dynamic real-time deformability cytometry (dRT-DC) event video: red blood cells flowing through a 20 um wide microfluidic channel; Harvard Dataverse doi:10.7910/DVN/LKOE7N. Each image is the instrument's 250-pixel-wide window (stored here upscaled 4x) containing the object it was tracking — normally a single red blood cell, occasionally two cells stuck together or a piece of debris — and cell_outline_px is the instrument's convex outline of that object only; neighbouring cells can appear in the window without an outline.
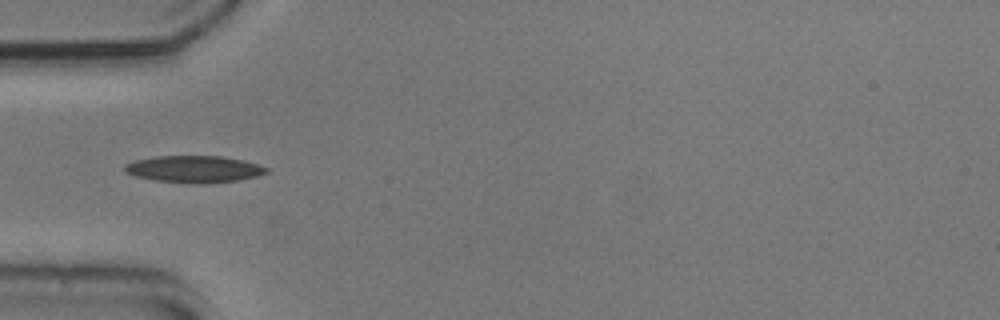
{"species": "common noctule bat (a hibernating species)", "species_latin": "Nyctalus noctula", "temperature_condition": "cold", "stored_images_in_passage": 38, "camera_frame_rate_fps": 3000, "um_per_image_px": 0.085, "animal": {"sex": "male", "body_mass_g": 20.5, "forearm_length_mm": 52.5}, "frame": {"image": 1, "passage_image": 1, "time_ms": 0.0, "image_size_px": [1000, 320], "cell_outline_px": [[268, 172], [256, 176], [236, 180], [204, 184], [192, 184], [156, 180], [136, 176], [124, 172], [124, 164], [136, 160], [156, 156], [220, 156], [244, 160], [268, 168]], "centroid_in_image_um": [16.47, 14.37], "position_along_channel_um": 68.5, "area_um2": 22.14}}
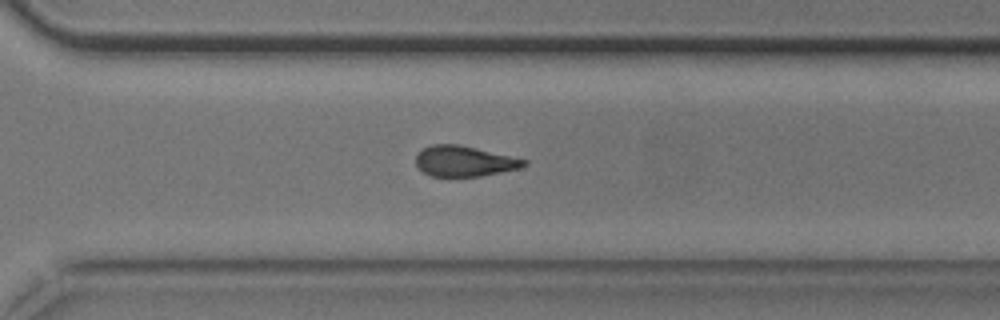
{"frame": {"image": 2, "passage_image": 22, "time_ms": 7.0, "image_size_px": [1000, 320], "cell_outline_px": [[528, 164], [520, 168], [480, 176], [432, 176], [424, 172], [416, 164], [416, 156], [424, 148], [432, 144], [460, 144], [528, 160]], "centroid_in_image_um": [39.49, 13.69], "position_along_channel_um": 331.1, "area_um2": 19.07}}
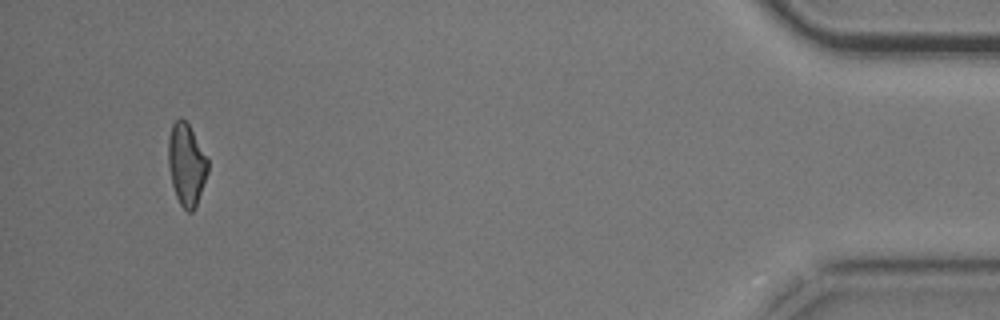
{"frame": {"image": 3, "passage_image": 35, "time_ms": 11.333, "image_size_px": [1000, 320], "cell_outline_px": [[208, 172], [196, 208], [192, 212], [188, 212], [180, 204], [176, 196], [172, 184], [168, 168], [168, 136], [172, 124], [180, 116], [188, 124], [208, 160]], "centroid_in_image_um": [15.83, 14.0], "position_along_channel_um": 419.4, "area_um2": 18.9}, "authors_computed_cell_mechanics": {"area_um2": 19.7965, "velocity_mm_per_s": 3.7407, "shape_relaxation_time_tau1_ms": 3.0044, "shape_relaxation_time_tau2_ms": 5.4498, "deformation_change_tau1": 0.1317, "deformation_change_tau2": 0.1469}}